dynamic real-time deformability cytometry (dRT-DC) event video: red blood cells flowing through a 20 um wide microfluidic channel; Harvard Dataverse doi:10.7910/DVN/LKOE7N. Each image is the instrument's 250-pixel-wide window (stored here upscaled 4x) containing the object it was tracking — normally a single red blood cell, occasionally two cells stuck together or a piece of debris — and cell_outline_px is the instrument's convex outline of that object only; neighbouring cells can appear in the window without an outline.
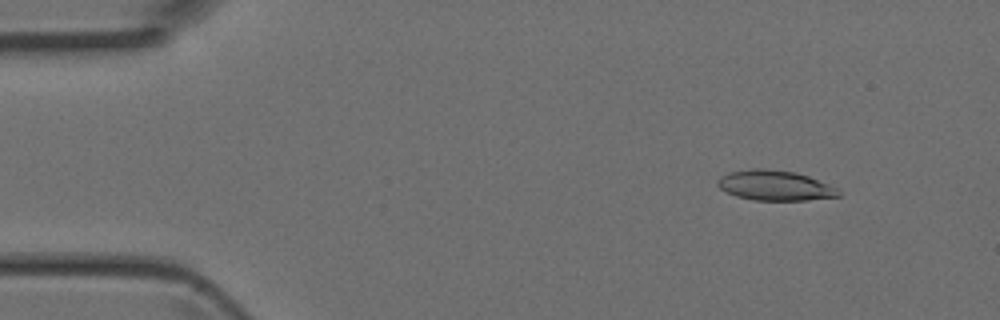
{"species": "Egyptian fruit bat (a non-hibernating species)", "species_latin": "Rousettus aegyptiacus", "temperature_condition": "room temperature", "stored_images_in_passage": 3, "camera_frame_rate_fps": 3000, "um_per_image_px": 0.085, "animal": {"sex": "female"}, "frame": {"image": 1, "passage_image": 1, "time_ms": 0.0, "image_size_px": [1000, 320], "cell_outline_px": [[840, 196], [808, 200], [756, 200], [736, 196], [720, 188], [716, 184], [716, 180], [720, 176], [728, 172], [752, 168], [764, 168], [796, 172], [808, 176], [828, 184], [836, 188], [840, 192]], "centroid_in_image_um": [65.84, 15.75], "position_along_channel_um": 19.2, "area_um2": 21.21}}